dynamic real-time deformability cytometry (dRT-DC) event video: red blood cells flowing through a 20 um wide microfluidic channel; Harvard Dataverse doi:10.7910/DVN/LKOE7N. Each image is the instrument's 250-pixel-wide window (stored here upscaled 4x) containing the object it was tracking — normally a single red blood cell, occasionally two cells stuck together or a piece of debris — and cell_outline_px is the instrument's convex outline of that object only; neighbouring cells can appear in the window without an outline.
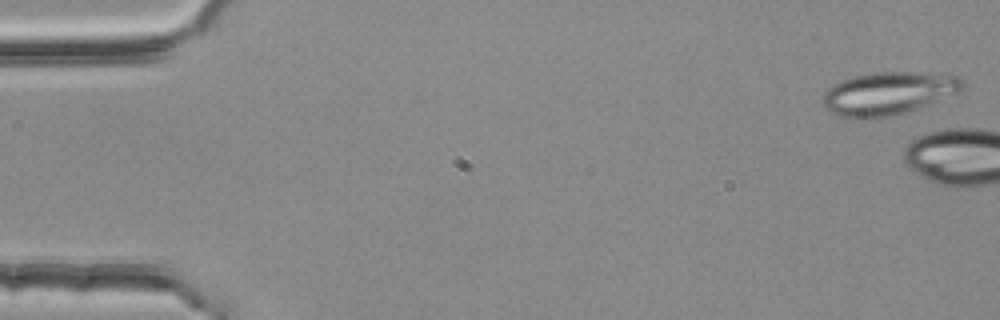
{"species": "common noctule bat (a hibernating species)", "species_latin": "Nyctalus noctula", "temperature_condition": "room temperature", "stored_images_in_passage": 5, "camera_frame_rate_fps": 3000, "um_per_image_px": 0.085, "animal": {"sex": "female", "body_mass_g": 25.1}, "frame": {"image": 1, "passage_image": 1, "time_ms": 0.0, "image_size_px": [1000, 320], "cell_outline_px": [[964, 88], [960, 92], [908, 112], [892, 116], [868, 120], [852, 120], [836, 116], [824, 108], [820, 104], [820, 100], [824, 92], [832, 84], [840, 80], [852, 76], [876, 72], [916, 72], [964, 76]], "centroid_in_image_um": [75.44, 7.97], "position_along_channel_um": 9.6, "area_um2": 36.18}}